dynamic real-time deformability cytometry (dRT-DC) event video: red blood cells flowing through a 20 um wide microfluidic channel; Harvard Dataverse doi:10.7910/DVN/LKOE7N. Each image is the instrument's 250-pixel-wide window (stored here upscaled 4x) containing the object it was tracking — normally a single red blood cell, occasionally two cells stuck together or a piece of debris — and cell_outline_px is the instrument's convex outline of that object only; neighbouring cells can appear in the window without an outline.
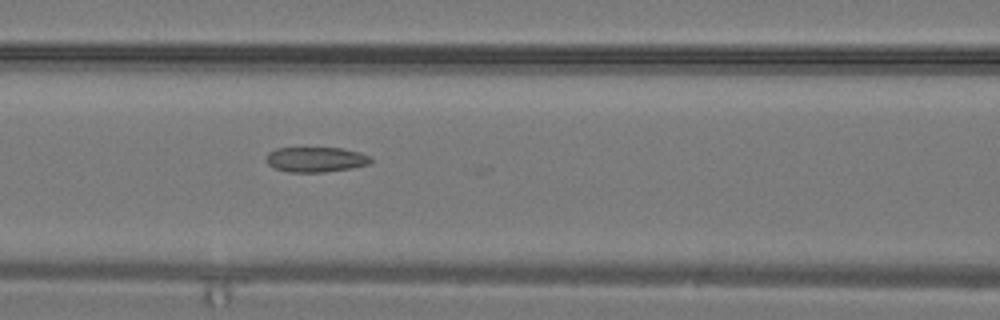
{"species": "common noctule bat (a hibernating species)", "species_latin": "Nyctalus noctula", "temperature_condition": "warm", "stored_images_in_passage": 17, "camera_frame_rate_fps": 3000, "um_per_image_px": 0.085, "animal": {"sex": "male", "body_mass_g": 19.2, "forearm_length_mm": 51.8}, "frame": {"image": 1, "passage_image": 13, "time_ms": 4.0, "image_size_px": [1000, 320], "cell_outline_px": [[372, 164], [352, 168], [324, 172], [288, 172], [272, 168], [268, 164], [264, 156], [268, 152], [276, 148], [340, 148], [360, 152], [372, 156]], "centroid_in_image_um": [26.84, 13.56], "position_along_channel_um": 139.8, "area_um2": 15.61}}
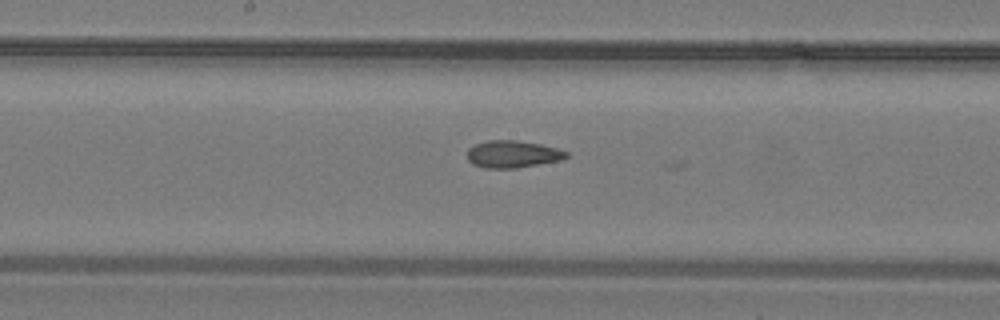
{"frame": {"image": 2, "passage_image": 16, "time_ms": 5.0, "image_size_px": [1000, 320], "cell_outline_px": [[568, 156], [560, 160], [516, 168], [484, 168], [472, 164], [468, 160], [468, 148], [476, 144], [488, 140], [516, 140], [540, 144], [556, 148], [568, 152]], "centroid_in_image_um": [43.55, 13.1], "position_along_channel_um": 204.6, "area_um2": 15.61}}